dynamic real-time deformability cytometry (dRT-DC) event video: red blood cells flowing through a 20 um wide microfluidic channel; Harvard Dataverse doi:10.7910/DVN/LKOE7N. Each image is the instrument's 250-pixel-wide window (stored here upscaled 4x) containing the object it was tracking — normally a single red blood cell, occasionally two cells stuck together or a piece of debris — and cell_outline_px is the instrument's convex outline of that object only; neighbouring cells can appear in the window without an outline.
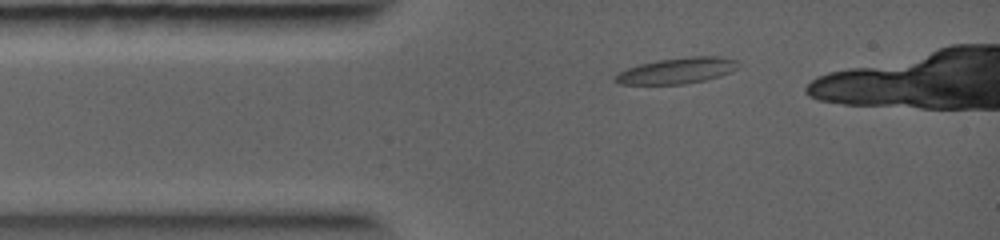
{"species": "common noctule bat (a hibernating species)", "species_latin": "Nyctalus noctula", "temperature_condition": "warm", "stored_images_in_passage": 27, "camera_frame_rate_fps": 5000, "um_per_image_px": 0.085, "animal": {"sex": "female", "body_mass_g": 19.0, "forearm_length_mm": 56.7}, "frame": {"image": 1, "passage_image": 1, "time_ms": 0.0, "image_size_px": [1000, 240], "cell_outline_px": [[736, 68], [732, 72], [720, 76], [704, 80], [684, 84], [616, 84], [612, 80], [620, 72], [628, 68], [640, 64], [656, 60], [692, 56], [720, 56], [736, 60]], "centroid_in_image_um": [57.53, 6.01], "position_along_channel_um": 27.5, "area_um2": 18.5}}